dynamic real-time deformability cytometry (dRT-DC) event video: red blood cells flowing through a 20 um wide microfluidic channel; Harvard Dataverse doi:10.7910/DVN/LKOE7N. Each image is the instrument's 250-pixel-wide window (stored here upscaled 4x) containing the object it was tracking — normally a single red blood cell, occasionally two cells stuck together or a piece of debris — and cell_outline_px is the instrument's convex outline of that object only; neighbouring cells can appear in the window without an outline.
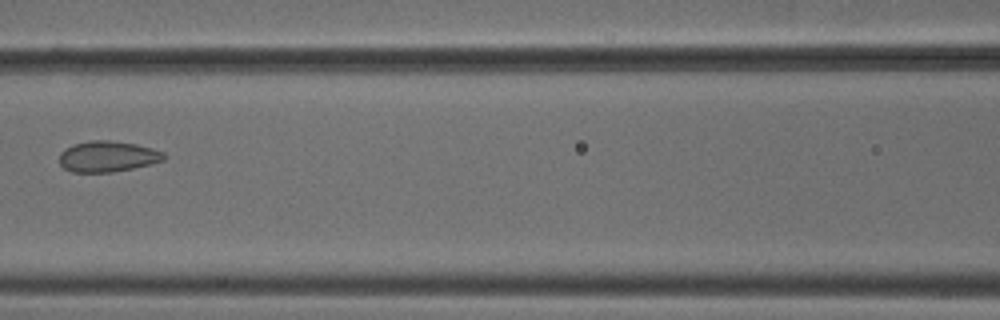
{"species": "common noctule bat (a hibernating species)", "species_latin": "Nyctalus noctula", "temperature_condition": "cold", "stored_images_in_passage": 7, "camera_frame_rate_fps": 3000, "um_per_image_px": 0.085, "animal": {"sex": "male", "body_mass_g": 18.8}, "frame": {"image": 1, "passage_image": 7, "time_ms": 2.0, "image_size_px": [1000, 320], "cell_outline_px": [[168, 156], [164, 160], [152, 164], [112, 172], [72, 172], [64, 168], [60, 164], [60, 152], [64, 148], [72, 144], [92, 140], [108, 140], [136, 144], [152, 148], [164, 152]], "centroid_in_image_um": [9.16, 13.29], "position_along_channel_um": 157.4, "area_um2": 18.96}}